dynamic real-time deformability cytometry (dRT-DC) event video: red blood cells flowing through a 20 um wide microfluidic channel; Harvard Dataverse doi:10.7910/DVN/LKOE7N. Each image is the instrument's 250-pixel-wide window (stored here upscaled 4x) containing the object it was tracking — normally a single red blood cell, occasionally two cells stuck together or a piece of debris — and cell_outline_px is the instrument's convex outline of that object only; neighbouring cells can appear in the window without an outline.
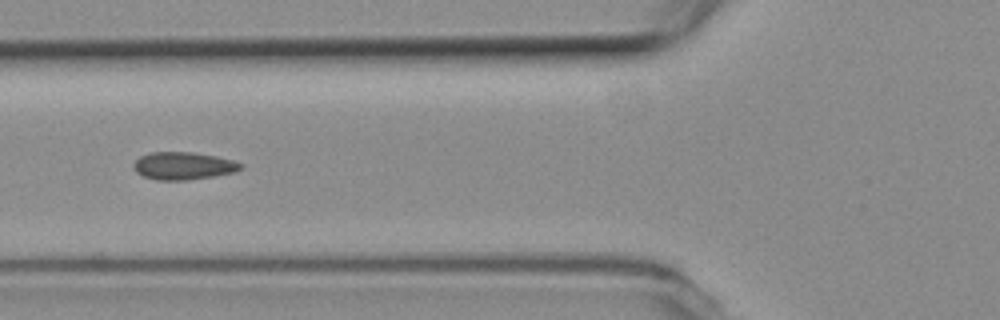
{"species": "common noctule bat (a hibernating species)", "species_latin": "Nyctalus noctula", "temperature_condition": "room temperature", "stored_images_in_passage": 11, "camera_frame_rate_fps": 3000, "um_per_image_px": 0.085, "animal": {"sex": "female", "body_mass_g": 19.3, "forearm_length_mm": 54.1}, "frame": {"image": 1, "passage_image": 7, "time_ms": 2.0, "image_size_px": [1000, 320], "cell_outline_px": [[244, 168], [236, 172], [188, 180], [156, 180], [144, 176], [136, 172], [132, 168], [132, 164], [140, 156], [152, 152], [192, 152], [216, 156], [232, 160], [244, 164]], "centroid_in_image_um": [15.59, 14.09], "position_along_channel_um": 110.2, "area_um2": 17.34}}